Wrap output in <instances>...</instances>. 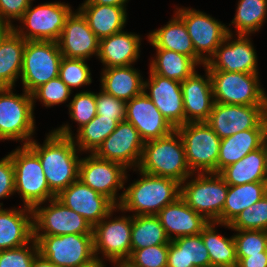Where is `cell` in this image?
Listing matches in <instances>:
<instances>
[{"instance_id": "1", "label": "cell", "mask_w": 267, "mask_h": 267, "mask_svg": "<svg viewBox=\"0 0 267 267\" xmlns=\"http://www.w3.org/2000/svg\"><path fill=\"white\" fill-rule=\"evenodd\" d=\"M45 136L43 144L33 139L27 146L39 157L49 189L57 196L78 180L81 152L72 137L54 130Z\"/></svg>"}, {"instance_id": "2", "label": "cell", "mask_w": 267, "mask_h": 267, "mask_svg": "<svg viewBox=\"0 0 267 267\" xmlns=\"http://www.w3.org/2000/svg\"><path fill=\"white\" fill-rule=\"evenodd\" d=\"M140 179L124 187L118 211L137 215H157L180 197V183L172 178L148 174L136 169Z\"/></svg>"}, {"instance_id": "3", "label": "cell", "mask_w": 267, "mask_h": 267, "mask_svg": "<svg viewBox=\"0 0 267 267\" xmlns=\"http://www.w3.org/2000/svg\"><path fill=\"white\" fill-rule=\"evenodd\" d=\"M138 170L184 182L190 170L181 136L175 129L169 135L144 142Z\"/></svg>"}, {"instance_id": "4", "label": "cell", "mask_w": 267, "mask_h": 267, "mask_svg": "<svg viewBox=\"0 0 267 267\" xmlns=\"http://www.w3.org/2000/svg\"><path fill=\"white\" fill-rule=\"evenodd\" d=\"M228 187L218 173H193L180 183V198L208 222L221 223Z\"/></svg>"}, {"instance_id": "5", "label": "cell", "mask_w": 267, "mask_h": 267, "mask_svg": "<svg viewBox=\"0 0 267 267\" xmlns=\"http://www.w3.org/2000/svg\"><path fill=\"white\" fill-rule=\"evenodd\" d=\"M13 87L0 88V141H18L28 145L36 133L32 94L23 90L16 94Z\"/></svg>"}, {"instance_id": "6", "label": "cell", "mask_w": 267, "mask_h": 267, "mask_svg": "<svg viewBox=\"0 0 267 267\" xmlns=\"http://www.w3.org/2000/svg\"><path fill=\"white\" fill-rule=\"evenodd\" d=\"M8 154L14 166L15 193L23 206L33 208L56 197L49 189L39 157L27 145H20Z\"/></svg>"}, {"instance_id": "7", "label": "cell", "mask_w": 267, "mask_h": 267, "mask_svg": "<svg viewBox=\"0 0 267 267\" xmlns=\"http://www.w3.org/2000/svg\"><path fill=\"white\" fill-rule=\"evenodd\" d=\"M31 2L13 30L26 41H54L61 36L71 5L65 2H45L32 8Z\"/></svg>"}, {"instance_id": "8", "label": "cell", "mask_w": 267, "mask_h": 267, "mask_svg": "<svg viewBox=\"0 0 267 267\" xmlns=\"http://www.w3.org/2000/svg\"><path fill=\"white\" fill-rule=\"evenodd\" d=\"M175 7L174 12L184 21L192 40L196 52V63L200 67L201 65L204 67L225 40L227 34H233L234 32L226 24L204 11L183 6Z\"/></svg>"}, {"instance_id": "9", "label": "cell", "mask_w": 267, "mask_h": 267, "mask_svg": "<svg viewBox=\"0 0 267 267\" xmlns=\"http://www.w3.org/2000/svg\"><path fill=\"white\" fill-rule=\"evenodd\" d=\"M214 102L232 105H267L259 73L209 70Z\"/></svg>"}, {"instance_id": "10", "label": "cell", "mask_w": 267, "mask_h": 267, "mask_svg": "<svg viewBox=\"0 0 267 267\" xmlns=\"http://www.w3.org/2000/svg\"><path fill=\"white\" fill-rule=\"evenodd\" d=\"M62 58L58 42L26 41L20 74L23 90L32 94L41 85L59 77Z\"/></svg>"}, {"instance_id": "11", "label": "cell", "mask_w": 267, "mask_h": 267, "mask_svg": "<svg viewBox=\"0 0 267 267\" xmlns=\"http://www.w3.org/2000/svg\"><path fill=\"white\" fill-rule=\"evenodd\" d=\"M193 173H217L221 139L206 122H189L176 128Z\"/></svg>"}, {"instance_id": "12", "label": "cell", "mask_w": 267, "mask_h": 267, "mask_svg": "<svg viewBox=\"0 0 267 267\" xmlns=\"http://www.w3.org/2000/svg\"><path fill=\"white\" fill-rule=\"evenodd\" d=\"M116 211L118 212V207L93 226L92 230L95 258L109 261V263L127 261L132 254V215L122 214L123 216L113 218Z\"/></svg>"}, {"instance_id": "13", "label": "cell", "mask_w": 267, "mask_h": 267, "mask_svg": "<svg viewBox=\"0 0 267 267\" xmlns=\"http://www.w3.org/2000/svg\"><path fill=\"white\" fill-rule=\"evenodd\" d=\"M33 237L39 253L57 267H81L95 259L92 234Z\"/></svg>"}, {"instance_id": "14", "label": "cell", "mask_w": 267, "mask_h": 267, "mask_svg": "<svg viewBox=\"0 0 267 267\" xmlns=\"http://www.w3.org/2000/svg\"><path fill=\"white\" fill-rule=\"evenodd\" d=\"M127 170L117 162L88 153V156L81 157L78 179L118 206L123 196V193L119 195L118 191L124 189L130 176Z\"/></svg>"}, {"instance_id": "15", "label": "cell", "mask_w": 267, "mask_h": 267, "mask_svg": "<svg viewBox=\"0 0 267 267\" xmlns=\"http://www.w3.org/2000/svg\"><path fill=\"white\" fill-rule=\"evenodd\" d=\"M32 213L33 236L92 234L93 227L56 197L37 204L32 208Z\"/></svg>"}, {"instance_id": "16", "label": "cell", "mask_w": 267, "mask_h": 267, "mask_svg": "<svg viewBox=\"0 0 267 267\" xmlns=\"http://www.w3.org/2000/svg\"><path fill=\"white\" fill-rule=\"evenodd\" d=\"M267 105H232L215 102L206 123L224 139L243 130L264 128Z\"/></svg>"}, {"instance_id": "17", "label": "cell", "mask_w": 267, "mask_h": 267, "mask_svg": "<svg viewBox=\"0 0 267 267\" xmlns=\"http://www.w3.org/2000/svg\"><path fill=\"white\" fill-rule=\"evenodd\" d=\"M254 48L249 35L235 36L228 33L204 66L208 70L259 73L257 53Z\"/></svg>"}, {"instance_id": "18", "label": "cell", "mask_w": 267, "mask_h": 267, "mask_svg": "<svg viewBox=\"0 0 267 267\" xmlns=\"http://www.w3.org/2000/svg\"><path fill=\"white\" fill-rule=\"evenodd\" d=\"M144 141L138 130L127 120L118 123L116 129L102 142L94 154L108 161L117 162L130 171L139 166Z\"/></svg>"}, {"instance_id": "19", "label": "cell", "mask_w": 267, "mask_h": 267, "mask_svg": "<svg viewBox=\"0 0 267 267\" xmlns=\"http://www.w3.org/2000/svg\"><path fill=\"white\" fill-rule=\"evenodd\" d=\"M143 91L174 129L185 124L181 82L149 70Z\"/></svg>"}, {"instance_id": "20", "label": "cell", "mask_w": 267, "mask_h": 267, "mask_svg": "<svg viewBox=\"0 0 267 267\" xmlns=\"http://www.w3.org/2000/svg\"><path fill=\"white\" fill-rule=\"evenodd\" d=\"M56 198L81 215L92 227L102 221L117 206L79 179L63 189Z\"/></svg>"}, {"instance_id": "21", "label": "cell", "mask_w": 267, "mask_h": 267, "mask_svg": "<svg viewBox=\"0 0 267 267\" xmlns=\"http://www.w3.org/2000/svg\"><path fill=\"white\" fill-rule=\"evenodd\" d=\"M57 42L63 57L89 60L99 53V39L78 9L66 18Z\"/></svg>"}, {"instance_id": "22", "label": "cell", "mask_w": 267, "mask_h": 267, "mask_svg": "<svg viewBox=\"0 0 267 267\" xmlns=\"http://www.w3.org/2000/svg\"><path fill=\"white\" fill-rule=\"evenodd\" d=\"M125 120L138 130L144 142L167 136L175 130L144 91L126 102Z\"/></svg>"}, {"instance_id": "23", "label": "cell", "mask_w": 267, "mask_h": 267, "mask_svg": "<svg viewBox=\"0 0 267 267\" xmlns=\"http://www.w3.org/2000/svg\"><path fill=\"white\" fill-rule=\"evenodd\" d=\"M204 75L195 71L181 82L185 124L206 122L214 105V95L209 70L204 66Z\"/></svg>"}, {"instance_id": "24", "label": "cell", "mask_w": 267, "mask_h": 267, "mask_svg": "<svg viewBox=\"0 0 267 267\" xmlns=\"http://www.w3.org/2000/svg\"><path fill=\"white\" fill-rule=\"evenodd\" d=\"M157 217L170 241L200 234L209 223L202 215L192 210L180 197L175 202L166 205L157 214Z\"/></svg>"}, {"instance_id": "25", "label": "cell", "mask_w": 267, "mask_h": 267, "mask_svg": "<svg viewBox=\"0 0 267 267\" xmlns=\"http://www.w3.org/2000/svg\"><path fill=\"white\" fill-rule=\"evenodd\" d=\"M141 36L125 30L99 40L98 58L103 68L134 65L140 58Z\"/></svg>"}, {"instance_id": "26", "label": "cell", "mask_w": 267, "mask_h": 267, "mask_svg": "<svg viewBox=\"0 0 267 267\" xmlns=\"http://www.w3.org/2000/svg\"><path fill=\"white\" fill-rule=\"evenodd\" d=\"M0 203V250L30 243L33 237V213L27 206L3 209Z\"/></svg>"}, {"instance_id": "27", "label": "cell", "mask_w": 267, "mask_h": 267, "mask_svg": "<svg viewBox=\"0 0 267 267\" xmlns=\"http://www.w3.org/2000/svg\"><path fill=\"white\" fill-rule=\"evenodd\" d=\"M101 90L125 102L141 94L144 79L134 65L101 69Z\"/></svg>"}, {"instance_id": "28", "label": "cell", "mask_w": 267, "mask_h": 267, "mask_svg": "<svg viewBox=\"0 0 267 267\" xmlns=\"http://www.w3.org/2000/svg\"><path fill=\"white\" fill-rule=\"evenodd\" d=\"M78 10L99 40L123 31L128 20L126 7L81 4Z\"/></svg>"}, {"instance_id": "29", "label": "cell", "mask_w": 267, "mask_h": 267, "mask_svg": "<svg viewBox=\"0 0 267 267\" xmlns=\"http://www.w3.org/2000/svg\"><path fill=\"white\" fill-rule=\"evenodd\" d=\"M117 125L118 122L112 118H102L101 115H96L88 124L76 131V134H73L72 126L68 123L54 128V131L59 135L72 137L80 152L88 154L94 153Z\"/></svg>"}, {"instance_id": "30", "label": "cell", "mask_w": 267, "mask_h": 267, "mask_svg": "<svg viewBox=\"0 0 267 267\" xmlns=\"http://www.w3.org/2000/svg\"><path fill=\"white\" fill-rule=\"evenodd\" d=\"M153 48H162L191 57L196 62V52L184 21L174 12L167 24L147 35Z\"/></svg>"}, {"instance_id": "31", "label": "cell", "mask_w": 267, "mask_h": 267, "mask_svg": "<svg viewBox=\"0 0 267 267\" xmlns=\"http://www.w3.org/2000/svg\"><path fill=\"white\" fill-rule=\"evenodd\" d=\"M228 185L267 182V167L263 146L248 153L218 173Z\"/></svg>"}, {"instance_id": "32", "label": "cell", "mask_w": 267, "mask_h": 267, "mask_svg": "<svg viewBox=\"0 0 267 267\" xmlns=\"http://www.w3.org/2000/svg\"><path fill=\"white\" fill-rule=\"evenodd\" d=\"M167 267H210V256L201 234L170 241Z\"/></svg>"}, {"instance_id": "33", "label": "cell", "mask_w": 267, "mask_h": 267, "mask_svg": "<svg viewBox=\"0 0 267 267\" xmlns=\"http://www.w3.org/2000/svg\"><path fill=\"white\" fill-rule=\"evenodd\" d=\"M264 128L243 130L221 139L217 173L226 166L238 162L248 153L262 146Z\"/></svg>"}, {"instance_id": "34", "label": "cell", "mask_w": 267, "mask_h": 267, "mask_svg": "<svg viewBox=\"0 0 267 267\" xmlns=\"http://www.w3.org/2000/svg\"><path fill=\"white\" fill-rule=\"evenodd\" d=\"M267 194V182L229 185L221 224H230L244 209L249 208Z\"/></svg>"}, {"instance_id": "35", "label": "cell", "mask_w": 267, "mask_h": 267, "mask_svg": "<svg viewBox=\"0 0 267 267\" xmlns=\"http://www.w3.org/2000/svg\"><path fill=\"white\" fill-rule=\"evenodd\" d=\"M26 40L14 30L0 45V88L16 87L19 80Z\"/></svg>"}, {"instance_id": "36", "label": "cell", "mask_w": 267, "mask_h": 267, "mask_svg": "<svg viewBox=\"0 0 267 267\" xmlns=\"http://www.w3.org/2000/svg\"><path fill=\"white\" fill-rule=\"evenodd\" d=\"M156 55L150 58L149 70L169 79L183 82L199 65L189 56L175 51L155 48Z\"/></svg>"}, {"instance_id": "37", "label": "cell", "mask_w": 267, "mask_h": 267, "mask_svg": "<svg viewBox=\"0 0 267 267\" xmlns=\"http://www.w3.org/2000/svg\"><path fill=\"white\" fill-rule=\"evenodd\" d=\"M221 226L218 222H209L200 233L210 256V267L237 266L236 246L231 237H224L216 231Z\"/></svg>"}, {"instance_id": "38", "label": "cell", "mask_w": 267, "mask_h": 267, "mask_svg": "<svg viewBox=\"0 0 267 267\" xmlns=\"http://www.w3.org/2000/svg\"><path fill=\"white\" fill-rule=\"evenodd\" d=\"M170 239L167 237L163 226L157 215H137L132 216L131 230V252L156 246L169 244Z\"/></svg>"}, {"instance_id": "39", "label": "cell", "mask_w": 267, "mask_h": 267, "mask_svg": "<svg viewBox=\"0 0 267 267\" xmlns=\"http://www.w3.org/2000/svg\"><path fill=\"white\" fill-rule=\"evenodd\" d=\"M267 19V0H238L231 24L235 35H250L261 30Z\"/></svg>"}, {"instance_id": "40", "label": "cell", "mask_w": 267, "mask_h": 267, "mask_svg": "<svg viewBox=\"0 0 267 267\" xmlns=\"http://www.w3.org/2000/svg\"><path fill=\"white\" fill-rule=\"evenodd\" d=\"M231 230L267 231V194L249 208L244 209L230 224H221Z\"/></svg>"}, {"instance_id": "41", "label": "cell", "mask_w": 267, "mask_h": 267, "mask_svg": "<svg viewBox=\"0 0 267 267\" xmlns=\"http://www.w3.org/2000/svg\"><path fill=\"white\" fill-rule=\"evenodd\" d=\"M84 59L63 57L59 67V78L71 89L92 83L91 70Z\"/></svg>"}, {"instance_id": "42", "label": "cell", "mask_w": 267, "mask_h": 267, "mask_svg": "<svg viewBox=\"0 0 267 267\" xmlns=\"http://www.w3.org/2000/svg\"><path fill=\"white\" fill-rule=\"evenodd\" d=\"M69 117L77 123V131L88 124L96 115V92L80 91L76 93L67 105Z\"/></svg>"}, {"instance_id": "43", "label": "cell", "mask_w": 267, "mask_h": 267, "mask_svg": "<svg viewBox=\"0 0 267 267\" xmlns=\"http://www.w3.org/2000/svg\"><path fill=\"white\" fill-rule=\"evenodd\" d=\"M72 92L59 77L49 80L32 93L33 108L37 100L47 108L66 103Z\"/></svg>"}, {"instance_id": "44", "label": "cell", "mask_w": 267, "mask_h": 267, "mask_svg": "<svg viewBox=\"0 0 267 267\" xmlns=\"http://www.w3.org/2000/svg\"><path fill=\"white\" fill-rule=\"evenodd\" d=\"M237 257L267 252V231L263 230H232Z\"/></svg>"}, {"instance_id": "45", "label": "cell", "mask_w": 267, "mask_h": 267, "mask_svg": "<svg viewBox=\"0 0 267 267\" xmlns=\"http://www.w3.org/2000/svg\"><path fill=\"white\" fill-rule=\"evenodd\" d=\"M38 253L35 239L20 247L0 250V267H32Z\"/></svg>"}, {"instance_id": "46", "label": "cell", "mask_w": 267, "mask_h": 267, "mask_svg": "<svg viewBox=\"0 0 267 267\" xmlns=\"http://www.w3.org/2000/svg\"><path fill=\"white\" fill-rule=\"evenodd\" d=\"M169 244L135 250L127 260L133 267H167Z\"/></svg>"}, {"instance_id": "47", "label": "cell", "mask_w": 267, "mask_h": 267, "mask_svg": "<svg viewBox=\"0 0 267 267\" xmlns=\"http://www.w3.org/2000/svg\"><path fill=\"white\" fill-rule=\"evenodd\" d=\"M96 110L97 115H101L102 118H112L120 123L125 120L126 102L100 89L96 93Z\"/></svg>"}, {"instance_id": "48", "label": "cell", "mask_w": 267, "mask_h": 267, "mask_svg": "<svg viewBox=\"0 0 267 267\" xmlns=\"http://www.w3.org/2000/svg\"><path fill=\"white\" fill-rule=\"evenodd\" d=\"M15 194V173L11 156L0 159V199L10 198Z\"/></svg>"}, {"instance_id": "49", "label": "cell", "mask_w": 267, "mask_h": 267, "mask_svg": "<svg viewBox=\"0 0 267 267\" xmlns=\"http://www.w3.org/2000/svg\"><path fill=\"white\" fill-rule=\"evenodd\" d=\"M32 0H0V18L14 26L30 6Z\"/></svg>"}, {"instance_id": "50", "label": "cell", "mask_w": 267, "mask_h": 267, "mask_svg": "<svg viewBox=\"0 0 267 267\" xmlns=\"http://www.w3.org/2000/svg\"><path fill=\"white\" fill-rule=\"evenodd\" d=\"M237 259V267H267V252H260L248 257H237Z\"/></svg>"}, {"instance_id": "51", "label": "cell", "mask_w": 267, "mask_h": 267, "mask_svg": "<svg viewBox=\"0 0 267 267\" xmlns=\"http://www.w3.org/2000/svg\"><path fill=\"white\" fill-rule=\"evenodd\" d=\"M129 0H85L82 4L112 5L126 7Z\"/></svg>"}, {"instance_id": "52", "label": "cell", "mask_w": 267, "mask_h": 267, "mask_svg": "<svg viewBox=\"0 0 267 267\" xmlns=\"http://www.w3.org/2000/svg\"><path fill=\"white\" fill-rule=\"evenodd\" d=\"M13 31V26L0 18V45L5 38Z\"/></svg>"}, {"instance_id": "53", "label": "cell", "mask_w": 267, "mask_h": 267, "mask_svg": "<svg viewBox=\"0 0 267 267\" xmlns=\"http://www.w3.org/2000/svg\"><path fill=\"white\" fill-rule=\"evenodd\" d=\"M32 267H57L47 258H44L40 253H38L34 259Z\"/></svg>"}, {"instance_id": "54", "label": "cell", "mask_w": 267, "mask_h": 267, "mask_svg": "<svg viewBox=\"0 0 267 267\" xmlns=\"http://www.w3.org/2000/svg\"><path fill=\"white\" fill-rule=\"evenodd\" d=\"M262 146H263L264 152H265L266 167H267V117L265 118Z\"/></svg>"}, {"instance_id": "55", "label": "cell", "mask_w": 267, "mask_h": 267, "mask_svg": "<svg viewBox=\"0 0 267 267\" xmlns=\"http://www.w3.org/2000/svg\"><path fill=\"white\" fill-rule=\"evenodd\" d=\"M104 263H105V260L95 258L91 262H89L85 265H82L81 267H106V265Z\"/></svg>"}, {"instance_id": "56", "label": "cell", "mask_w": 267, "mask_h": 267, "mask_svg": "<svg viewBox=\"0 0 267 267\" xmlns=\"http://www.w3.org/2000/svg\"><path fill=\"white\" fill-rule=\"evenodd\" d=\"M113 267H133L128 261H113Z\"/></svg>"}]
</instances>
